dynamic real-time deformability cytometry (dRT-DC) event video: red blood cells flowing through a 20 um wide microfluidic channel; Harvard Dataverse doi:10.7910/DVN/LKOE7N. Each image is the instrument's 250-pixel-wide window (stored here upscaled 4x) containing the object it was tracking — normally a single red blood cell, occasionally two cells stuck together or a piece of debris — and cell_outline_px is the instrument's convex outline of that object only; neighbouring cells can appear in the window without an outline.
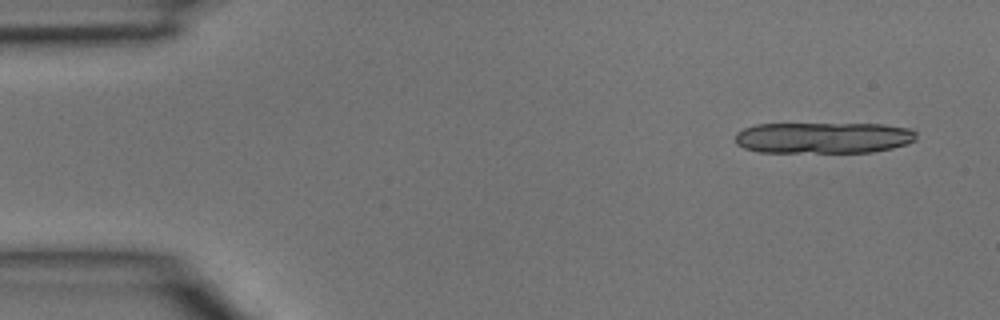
{"species": "common noctule bat (a hibernating species)", "species_latin": "Nyctalus noctula", "temperature_condition": "room temperature", "stored_images_in_passage": 3, "camera_frame_rate_fps": 3000, "um_per_image_px": 0.085, "animal": {"sex": "male", "body_mass_g": 15.6}, "frame": {"image": 1, "passage_image": 1, "time_ms": 0.0, "image_size_px": [1000, 320], "cell_outline_px": [[916, 140], [892, 148], [872, 152], [756, 152], [744, 148], [736, 144], [736, 132], [744, 128], [756, 124], [884, 124], [912, 128], [916, 132]], "centroid_in_image_um": [69.99, 11.7], "position_along_channel_um": 15.0, "area_um2": 33.12}}